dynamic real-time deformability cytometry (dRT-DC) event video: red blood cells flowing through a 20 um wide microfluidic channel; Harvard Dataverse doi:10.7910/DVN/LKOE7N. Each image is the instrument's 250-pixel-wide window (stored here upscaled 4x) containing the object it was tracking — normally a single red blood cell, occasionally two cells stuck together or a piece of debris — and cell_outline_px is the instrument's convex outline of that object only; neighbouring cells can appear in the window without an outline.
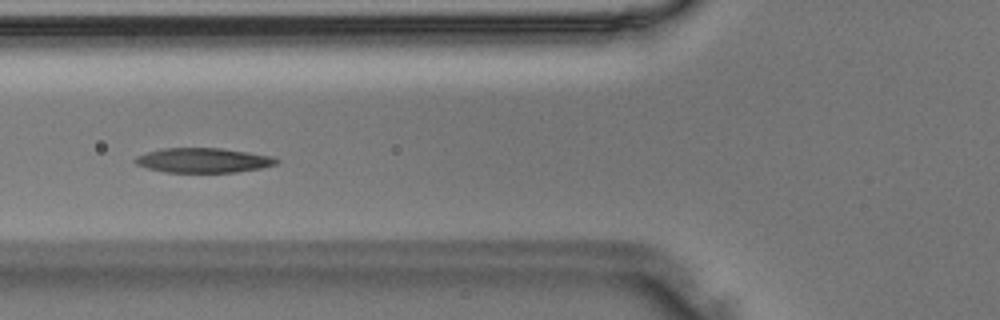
{"species": "Egyptian fruit bat (a non-hibernating species)", "species_latin": "Rousettus aegyptiacus", "temperature_condition": "room temperature", "stored_images_in_passage": 47, "camera_frame_rate_fps": 3000, "um_per_image_px": 0.085, "animal": {"sex": "male"}, "frame": {"image": 1, "passage_image": 17, "time_ms": 5.333, "image_size_px": [1000, 320], "cell_outline_px": [[280, 160], [276, 164], [260, 168], [236, 172], [164, 172], [148, 168], [136, 164], [132, 160], [136, 156], [160, 148], [224, 148], [272, 156]], "centroid_in_image_um": [17.26, 13.62], "position_along_channel_um": 108.5, "area_um2": 20.35}}
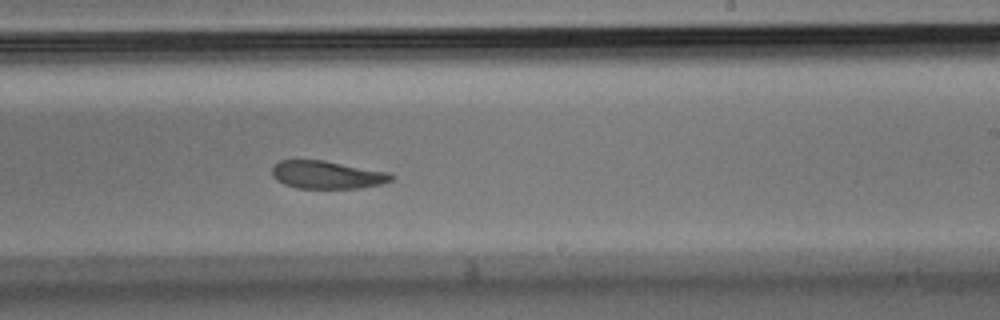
{"frame": {"image": 2, "passage_image": 28, "time_ms": 9.0, "image_size_px": [1000, 320], "cell_outline_px": [[392, 180], [380, 184], [360, 188], [296, 188], [284, 184], [276, 180], [272, 176], [272, 168], [280, 160], [324, 160], [392, 172]], "centroid_in_image_um": [27.81, 14.85], "position_along_channel_um": 261.2, "area_um2": 19.48}}
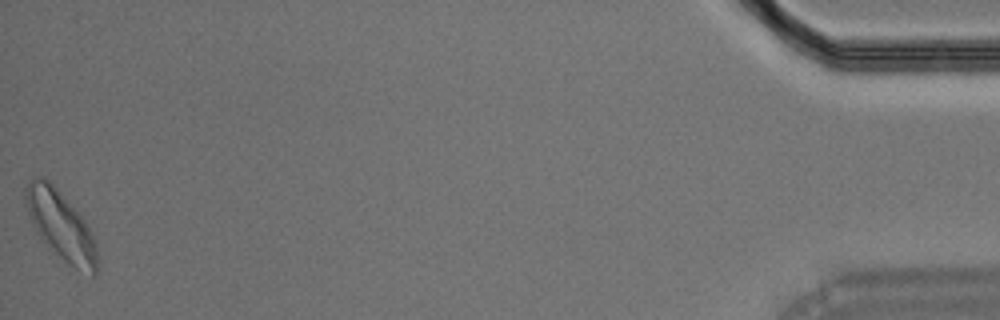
{"frame": {"image": 3, "passage_image": 47, "time_ms": 15.333, "image_size_px": [1000, 320], "cell_outline_px": [[96, 272], [92, 276], [68, 264], [48, 248], [36, 232], [32, 224], [24, 200], [24, 188], [28, 180], [36, 176], [44, 176], [56, 188], [84, 220], [96, 244]], "centroid_in_image_um": [5.1, 19.14], "position_along_channel_um": 430.1, "area_um2": 28.44}}